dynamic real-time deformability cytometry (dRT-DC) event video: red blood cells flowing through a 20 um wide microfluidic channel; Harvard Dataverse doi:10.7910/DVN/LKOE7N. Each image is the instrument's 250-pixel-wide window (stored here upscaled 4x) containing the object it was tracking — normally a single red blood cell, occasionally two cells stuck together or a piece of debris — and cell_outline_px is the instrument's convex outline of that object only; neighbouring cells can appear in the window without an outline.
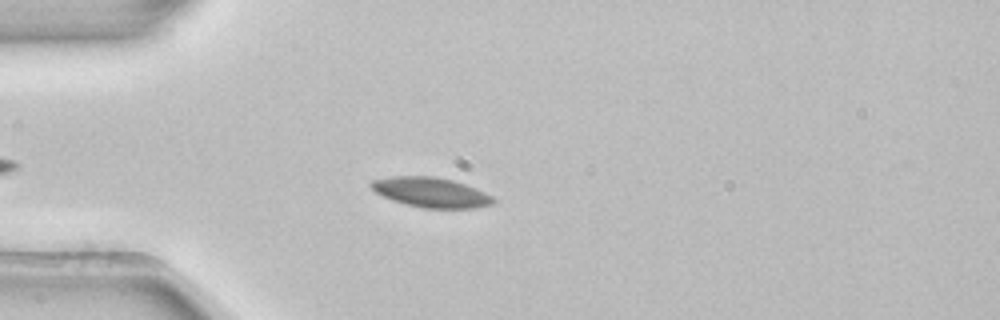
{"species": "common noctule bat (a hibernating species)", "species_latin": "Nyctalus noctula", "temperature_condition": "room temperature", "stored_images_in_passage": 3, "camera_frame_rate_fps": 3000, "um_per_image_px": 0.085, "animal": {"sex": "female", "body_mass_g": 22.7, "forearm_length_mm": 54.2}, "frame": {"image": 1, "passage_image": 3, "time_ms": 0.667, "image_size_px": [1000, 320], "cell_outline_px": [[496, 204], [476, 208], [424, 208], [404, 204], [392, 200], [376, 192], [368, 184], [372, 180], [392, 176], [432, 176], [452, 180], [476, 188], [492, 196], [496, 200]], "centroid_in_image_um": [36.65, 16.36], "position_along_channel_um": 48.3, "area_um2": 21.33}}